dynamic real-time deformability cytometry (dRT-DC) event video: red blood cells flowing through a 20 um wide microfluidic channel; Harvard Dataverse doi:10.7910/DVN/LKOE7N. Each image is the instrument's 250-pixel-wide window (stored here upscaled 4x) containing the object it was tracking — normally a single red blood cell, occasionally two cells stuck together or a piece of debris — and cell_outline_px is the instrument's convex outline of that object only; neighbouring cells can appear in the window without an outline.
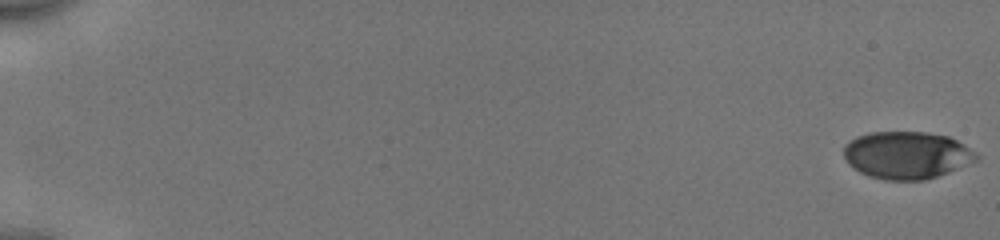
{"species": "human", "species_latin": "Homo sapiens", "temperature_condition": "cold", "stored_images_in_passage": 54, "camera_frame_rate_fps": 3000, "um_per_image_px": 0.085, "donor": {"sex": "male"}, "frame": {"image": 1, "passage_image": 1, "time_ms": 0.0, "image_size_px": [1000, 240], "cell_outline_px": [[980, 160], [948, 172], [924, 180], [884, 180], [868, 176], [860, 172], [848, 164], [844, 156], [844, 144], [856, 136], [868, 132], [928, 132], [948, 136], [964, 144], [976, 152], [980, 156]], "centroid_in_image_um": [77.08, 13.18], "position_along_channel_um": 7.9, "area_um2": 36.93}}
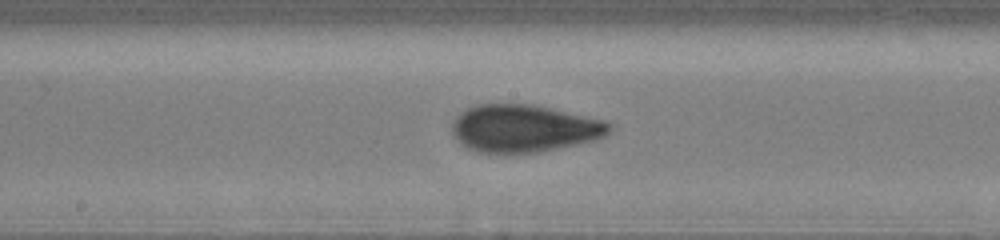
{"frame": {"image": 2, "passage_image": 31, "time_ms": 10.0, "image_size_px": [1000, 240], "cell_outline_px": [[616, 124], [604, 136], [596, 140], [536, 152], [504, 156], [480, 152], [468, 148], [452, 132], [452, 124], [456, 116], [468, 108], [480, 104], [536, 104], [604, 120]], "centroid_in_image_um": [44.58, 10.93], "position_along_channel_um": 203.6, "area_um2": 43.99}}
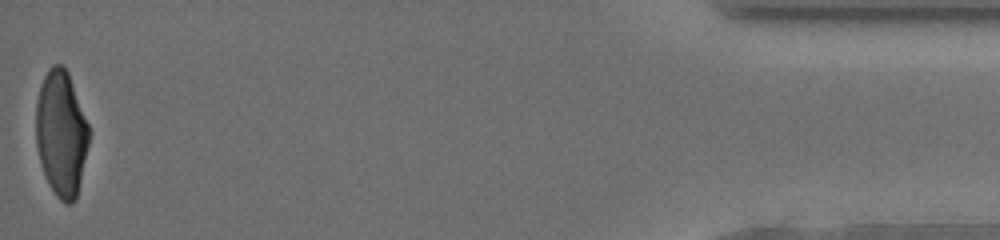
{"frame": {"image": 3, "passage_image": 54, "time_ms": 17.667, "image_size_px": [1000, 240], "cell_outline_px": [[92, 132], [76, 200], [72, 204], [64, 204], [56, 196], [44, 172], [40, 160], [36, 144], [36, 104], [40, 88], [44, 76], [48, 68], [52, 64], [60, 64], [68, 72]], "centroid_in_image_um": [5.24, 11.35], "position_along_channel_um": 430.0, "area_um2": 39.07}, "authors_computed_cell_mechanics": {"area_um2": 39.9687, "velocity_mm_per_s": 3.9795, "shape_relaxation_time_tau1_ms": 4.0309, "shape_relaxation_time_tau2_ms": 0.8691, "deformation_change_tau1": 0.1678, "deformation_change_tau2": 0.0655}}